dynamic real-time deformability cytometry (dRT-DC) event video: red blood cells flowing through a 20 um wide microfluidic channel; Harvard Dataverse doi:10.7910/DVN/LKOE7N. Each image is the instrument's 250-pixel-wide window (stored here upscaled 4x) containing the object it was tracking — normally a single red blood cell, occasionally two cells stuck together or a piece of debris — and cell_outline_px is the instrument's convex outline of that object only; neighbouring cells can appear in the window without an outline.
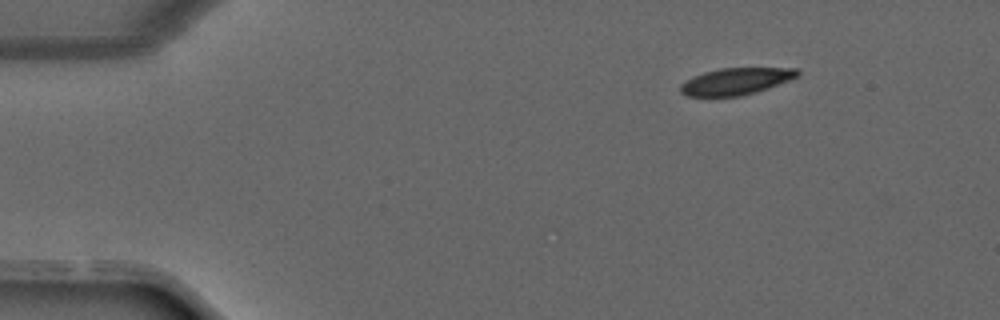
{"species": "common noctule bat (a hibernating species)", "species_latin": "Nyctalus noctula", "temperature_condition": "warm", "stored_images_in_passage": 16, "camera_frame_rate_fps": 3000, "um_per_image_px": 0.085, "animal": {"sex": "male", "forearm_length_mm": 52.5}, "frame": {"image": 1, "passage_image": 1, "time_ms": 0.0, "image_size_px": [1000, 320], "cell_outline_px": [[800, 72], [796, 76], [788, 80], [768, 88], [756, 92], [740, 96], [688, 96], [680, 92], [680, 84], [704, 72], [720, 68], [796, 68]], "centroid_in_image_um": [62.54, 6.91], "position_along_channel_um": 22.5, "area_um2": 17.98}}
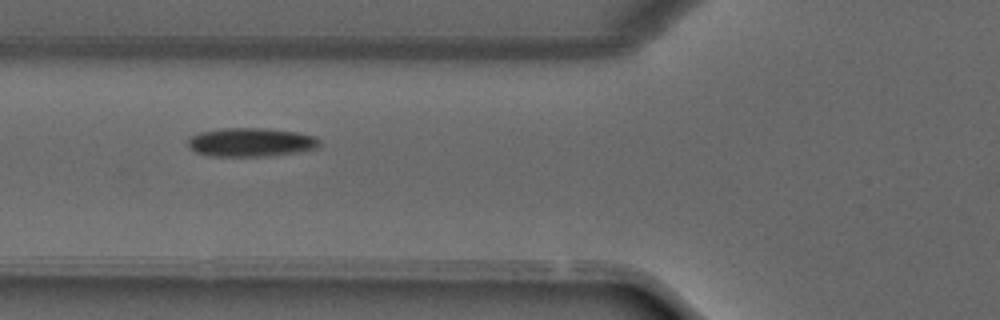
{"frame": {"image": 2, "passage_image": 11, "time_ms": 3.333, "image_size_px": [1000, 320], "cell_outline_px": [[320, 144], [316, 148], [296, 152], [268, 156], [208, 156], [196, 152], [188, 148], [188, 136], [196, 132], [224, 128], [264, 128], [296, 132], [316, 136], [320, 140]], "centroid_in_image_um": [21.27, 12.08], "position_along_channel_um": 104.5, "area_um2": 22.25}}
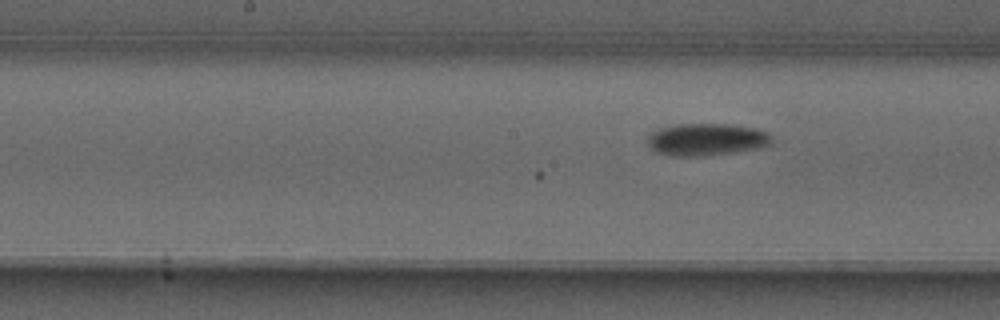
{"frame": {"image": 3, "passage_image": 16, "time_ms": 5.0, "image_size_px": [1000, 320], "cell_outline_px": [[772, 140], [768, 144], [760, 148], [704, 156], [668, 156], [656, 152], [648, 144], [648, 136], [652, 132], [660, 128], [676, 124], [724, 124], [756, 128], [768, 132], [772, 136]], "centroid_in_image_um": [60.04, 11.86], "position_along_channel_um": 188.2, "area_um2": 23.29}}